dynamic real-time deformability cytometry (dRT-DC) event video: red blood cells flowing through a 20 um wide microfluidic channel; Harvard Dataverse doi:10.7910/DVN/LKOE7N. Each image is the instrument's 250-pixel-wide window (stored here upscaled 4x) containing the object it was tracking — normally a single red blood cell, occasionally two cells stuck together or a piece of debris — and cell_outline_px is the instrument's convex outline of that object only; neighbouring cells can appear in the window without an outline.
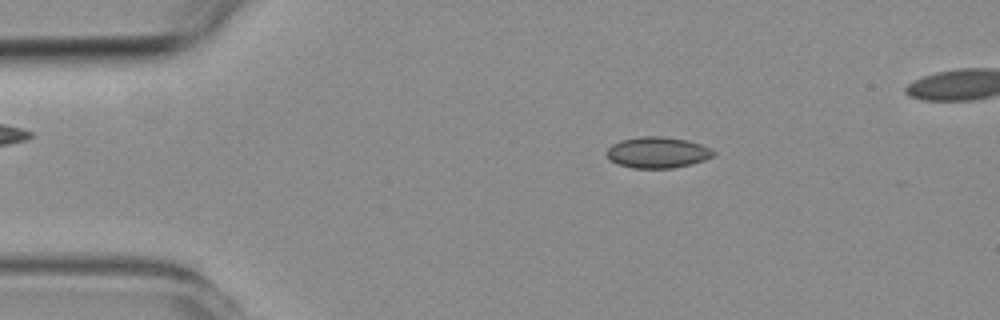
{"species": "common noctule bat (a hibernating species)", "species_latin": "Nyctalus noctula", "temperature_condition": "room temperature", "stored_images_in_passage": 4, "segment_of_instrument_passage": [1, 2], "camera_frame_rate_fps": 3000, "um_per_image_px": 0.085, "animal": {"sex": "female", "body_mass_g": 19.3, "forearm_length_mm": 54.1}, "frame": {"image": 1, "passage_image": 2, "time_ms": 1.333, "image_size_px": [1000, 320], "cell_outline_px": [[716, 152], [712, 156], [704, 160], [692, 164], [672, 168], [632, 168], [616, 164], [604, 152], [612, 144], [620, 140], [640, 136], [664, 136], [688, 140], [700, 144]], "centroid_in_image_um": [55.86, 12.95], "position_along_channel_um": 29.1, "area_um2": 19.42}}